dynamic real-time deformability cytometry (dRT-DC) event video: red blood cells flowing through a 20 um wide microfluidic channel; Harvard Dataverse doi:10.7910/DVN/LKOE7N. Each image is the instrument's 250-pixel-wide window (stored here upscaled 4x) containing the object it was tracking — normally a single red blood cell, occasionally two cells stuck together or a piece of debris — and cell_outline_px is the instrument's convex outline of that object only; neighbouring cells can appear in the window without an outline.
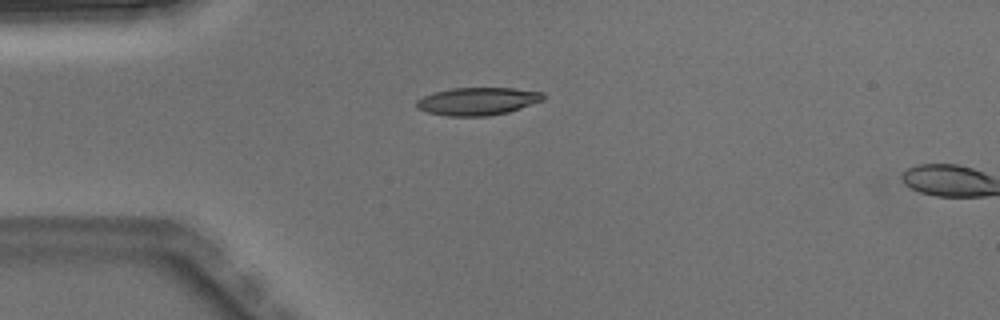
{"species": "Egyptian fruit bat (a non-hibernating species)", "species_latin": "Rousettus aegyptiacus", "temperature_condition": "warm", "stored_images_in_passage": 2, "camera_frame_rate_fps": 3000, "um_per_image_px": 0.085, "animal": {"sex": "male"}, "frame": {"image": 1, "passage_image": 1, "time_ms": 0.0, "image_size_px": [1000, 320], "cell_outline_px": [[544, 100], [508, 112], [488, 116], [448, 116], [428, 112], [416, 108], [416, 100], [424, 96], [436, 92], [452, 88], [512, 88], [544, 92]], "centroid_in_image_um": [40.61, 8.61], "position_along_channel_um": 44.4, "area_um2": 20.4}}